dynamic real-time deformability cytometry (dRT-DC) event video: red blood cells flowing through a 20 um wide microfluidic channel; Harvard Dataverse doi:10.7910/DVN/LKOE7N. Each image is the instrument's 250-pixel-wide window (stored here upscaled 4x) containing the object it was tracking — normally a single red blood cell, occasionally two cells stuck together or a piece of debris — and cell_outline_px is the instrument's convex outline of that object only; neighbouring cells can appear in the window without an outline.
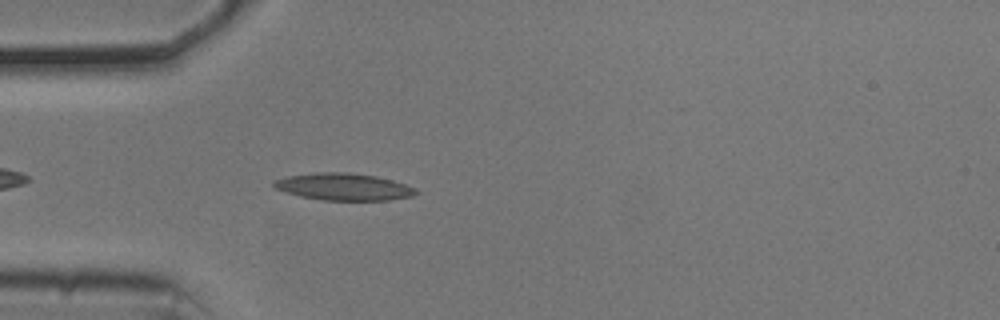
{"species": "common noctule bat (a hibernating species)", "species_latin": "Nyctalus noctula", "temperature_condition": "cold", "stored_images_in_passage": 37, "camera_frame_rate_fps": 3000, "um_per_image_px": 0.085, "animal": {"sex": "male", "body_mass_g": 20.5, "forearm_length_mm": 52.5}, "frame": {"image": 1, "passage_image": 5, "time_ms": 1.333, "image_size_px": [1000, 320], "cell_outline_px": [[420, 192], [412, 196], [388, 200], [320, 200], [300, 196], [276, 188], [272, 184], [272, 180], [288, 176], [316, 172], [348, 172], [376, 176], [392, 180], [416, 188]], "centroid_in_image_um": [29.22, 15.87], "position_along_channel_um": 55.8, "area_um2": 22.37}}
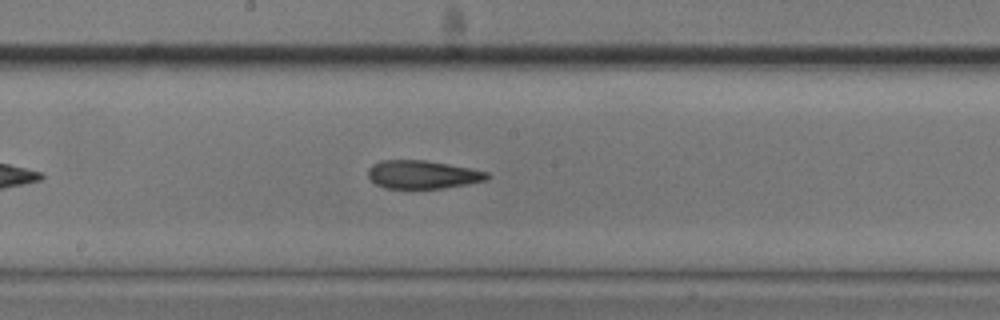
{"frame": {"image": 2, "passage_image": 18, "time_ms": 5.667, "image_size_px": [1000, 320], "cell_outline_px": [[492, 176], [488, 180], [468, 184], [444, 188], [384, 188], [376, 184], [368, 176], [368, 168], [372, 164], [380, 160], [424, 160], [448, 164], [488, 172]], "centroid_in_image_um": [35.93, 14.84], "position_along_channel_um": 212.3, "area_um2": 19.65}}
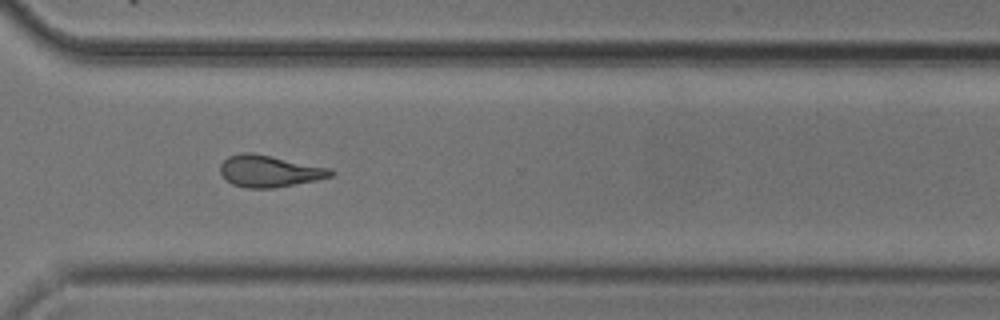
{"frame": {"image": 3, "passage_image": 29, "time_ms": 9.333, "image_size_px": [1000, 320], "cell_outline_px": [[336, 172], [332, 176], [316, 180], [272, 188], [248, 188], [232, 184], [220, 172], [220, 164], [228, 156], [240, 152], [252, 152], [272, 156], [328, 168]], "centroid_in_image_um": [22.87, 14.53], "position_along_channel_um": 347.7, "area_um2": 20.23}, "authors_computed_cell_mechanics": {"area_um2": 20.23, "velocity_mm_per_s": 3.7148, "shape_relaxation_time_tau1_ms": null, "shape_relaxation_time_tau2_ms": 4.576, "deformation_change_tau1": null, "deformation_change_tau2": 0.1368}}